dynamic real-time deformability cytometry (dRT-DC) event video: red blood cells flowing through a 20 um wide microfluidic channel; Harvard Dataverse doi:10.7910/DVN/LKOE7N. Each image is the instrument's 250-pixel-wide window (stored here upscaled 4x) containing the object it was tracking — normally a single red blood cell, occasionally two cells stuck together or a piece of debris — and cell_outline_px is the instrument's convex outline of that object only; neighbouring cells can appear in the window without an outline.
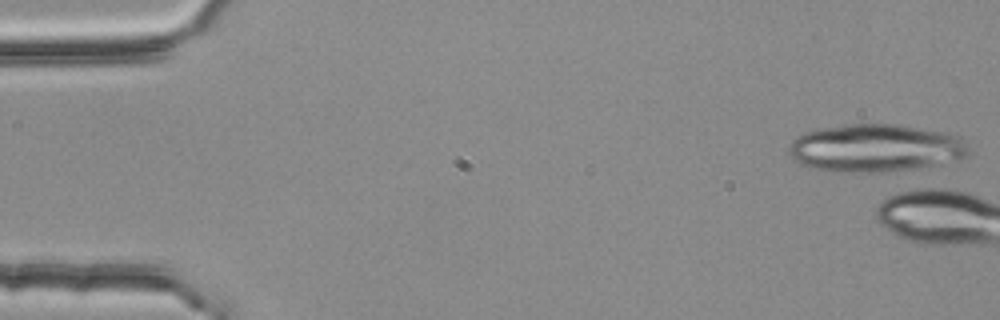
{"species": "common noctule bat (a hibernating species)", "species_latin": "Nyctalus noctula", "temperature_condition": "room temperature", "stored_images_in_passage": 4, "camera_frame_rate_fps": 3000, "um_per_image_px": 0.085, "animal": {"sex": "female", "body_mass_g": 25.1}, "frame": {"image": 1, "passage_image": 1, "time_ms": 0.0, "image_size_px": [1000, 320], "cell_outline_px": [[972, 156], [940, 164], [920, 168], [884, 172], [832, 172], [808, 168], [800, 164], [788, 152], [788, 144], [796, 136], [804, 132], [816, 128], [844, 124], [900, 124], [964, 136], [972, 152]], "centroid_in_image_um": [74.45, 12.58], "position_along_channel_um": 10.5, "area_um2": 51.38}}